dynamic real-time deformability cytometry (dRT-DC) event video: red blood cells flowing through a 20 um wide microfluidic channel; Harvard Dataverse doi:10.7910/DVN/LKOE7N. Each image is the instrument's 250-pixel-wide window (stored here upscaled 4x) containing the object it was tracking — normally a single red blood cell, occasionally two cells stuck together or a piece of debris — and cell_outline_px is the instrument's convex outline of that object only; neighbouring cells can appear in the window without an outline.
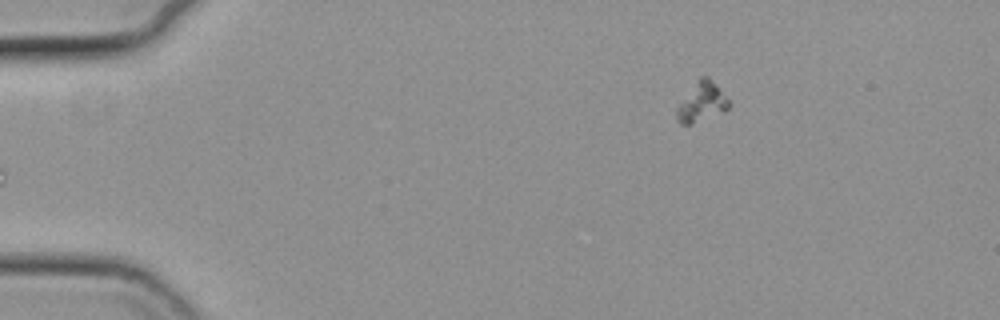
{"species": "common noctule bat (a hibernating species)", "species_latin": "Nyctalus noctula", "temperature_condition": "cold", "stored_images_in_passage": 40, "camera_frame_rate_fps": 3000, "um_per_image_px": 0.085, "animal": {"sex": "female", "body_mass_g": 19.3, "forearm_length_mm": 54.1}, "frame": {"image": 1, "passage_image": 1, "time_ms": 0.0, "image_size_px": [1000, 320], "cell_outline_px": [[728, 108], [692, 124], [680, 124], [676, 120], [676, 108], [700, 76], [708, 76], [728, 100]], "centroid_in_image_um": [59.59, 8.68], "position_along_channel_um": 25.4, "area_um2": 11.39}}
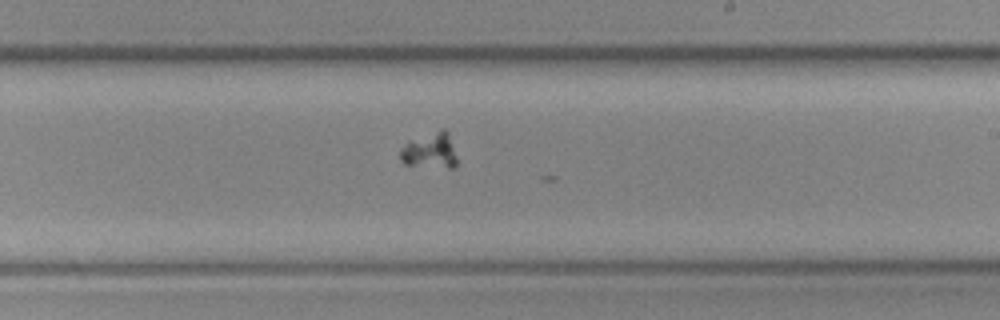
{"frame": {"image": 2, "passage_image": 26, "time_ms": 8.333, "image_size_px": [1000, 320], "cell_outline_px": [[456, 168], [448, 168], [404, 164], [400, 160], [400, 148], [408, 140], [440, 128], [444, 128], [448, 132], [456, 156]], "centroid_in_image_um": [36.53, 12.78], "position_along_channel_um": 252.5, "area_um2": 12.08}}
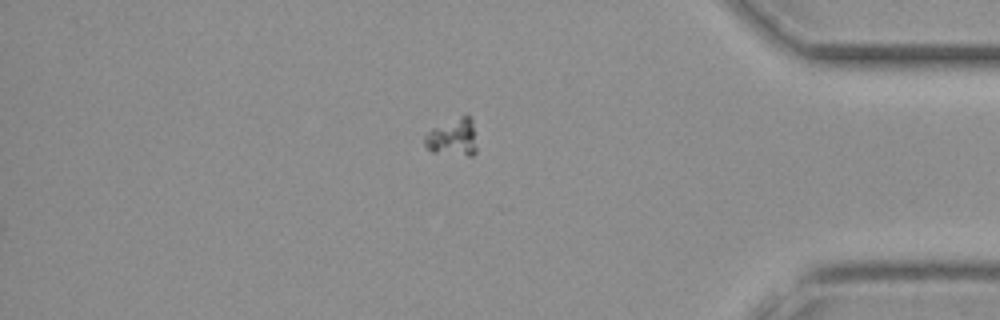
{"frame": {"image": 3, "passage_image": 40, "time_ms": 13.0, "image_size_px": [1000, 320], "cell_outline_px": [[476, 152], [472, 156], [468, 156], [432, 152], [424, 144], [424, 136], [432, 128], [460, 116], [472, 116], [476, 148]], "centroid_in_image_um": [38.49, 11.68], "position_along_channel_um": 396.7, "area_um2": 11.39}}